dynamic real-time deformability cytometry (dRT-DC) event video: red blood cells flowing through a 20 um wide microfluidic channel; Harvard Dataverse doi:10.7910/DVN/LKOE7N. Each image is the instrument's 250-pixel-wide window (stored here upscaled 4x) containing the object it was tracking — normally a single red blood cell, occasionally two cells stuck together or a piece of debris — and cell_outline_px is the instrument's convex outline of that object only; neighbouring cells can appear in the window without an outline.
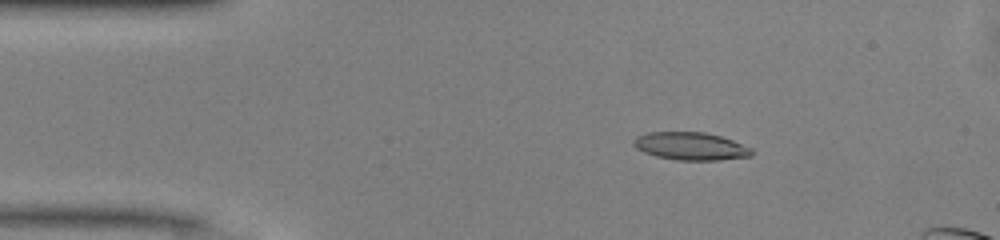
{"species": "common noctule bat (a hibernating species)", "species_latin": "Nyctalus noctula", "temperature_condition": "warm", "stored_images_in_passage": 14, "camera_frame_rate_fps": 3000, "um_per_image_px": 0.085, "animal": {"sex": "male", "body_mass_g": 13.0, "forearm_length_mm": 53.1}, "frame": {"image": 1, "passage_image": 7, "time_ms": 2.0, "image_size_px": [1000, 240], "cell_outline_px": [[756, 152], [752, 156], [720, 160], [676, 160], [656, 156], [644, 152], [636, 148], [632, 144], [632, 140], [636, 136], [648, 132], [704, 132], [720, 136], [732, 140], [752, 148]], "centroid_in_image_um": [58.71, 12.43], "position_along_channel_um": 26.3, "area_um2": 19.31}}